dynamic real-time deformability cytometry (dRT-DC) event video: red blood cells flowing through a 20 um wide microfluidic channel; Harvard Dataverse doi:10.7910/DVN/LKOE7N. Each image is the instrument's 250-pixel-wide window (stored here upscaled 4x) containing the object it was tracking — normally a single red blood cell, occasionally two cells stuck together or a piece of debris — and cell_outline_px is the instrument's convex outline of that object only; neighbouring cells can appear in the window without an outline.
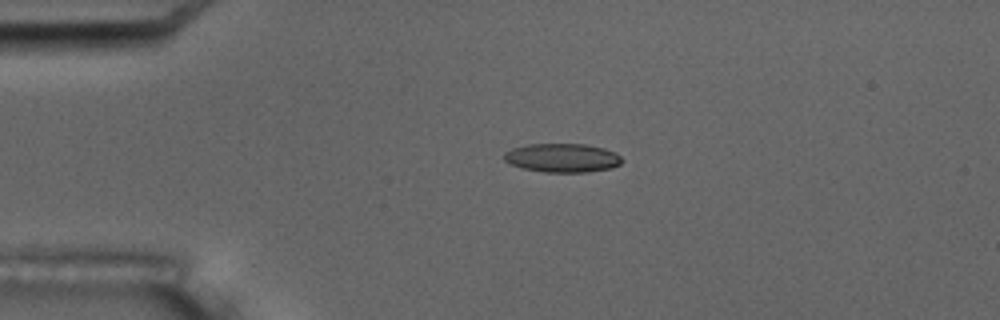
{"species": "common noctule bat (a hibernating species)", "species_latin": "Nyctalus noctula", "temperature_condition": "room temperature", "stored_images_in_passage": 4, "camera_frame_rate_fps": 3000, "um_per_image_px": 0.085, "animal": {"sex": "male", "body_mass_g": 17.5, "forearm_length_mm": 52.3}, "frame": {"image": 1, "passage_image": 3, "time_ms": 2.333, "image_size_px": [1000, 320], "cell_outline_px": [[624, 160], [620, 164], [612, 168], [588, 172], [544, 172], [520, 168], [504, 160], [504, 152], [512, 148], [528, 144], [584, 144], [604, 148], [616, 152]], "centroid_in_image_um": [47.81, 13.42], "position_along_channel_um": 37.2, "area_um2": 19.94}}